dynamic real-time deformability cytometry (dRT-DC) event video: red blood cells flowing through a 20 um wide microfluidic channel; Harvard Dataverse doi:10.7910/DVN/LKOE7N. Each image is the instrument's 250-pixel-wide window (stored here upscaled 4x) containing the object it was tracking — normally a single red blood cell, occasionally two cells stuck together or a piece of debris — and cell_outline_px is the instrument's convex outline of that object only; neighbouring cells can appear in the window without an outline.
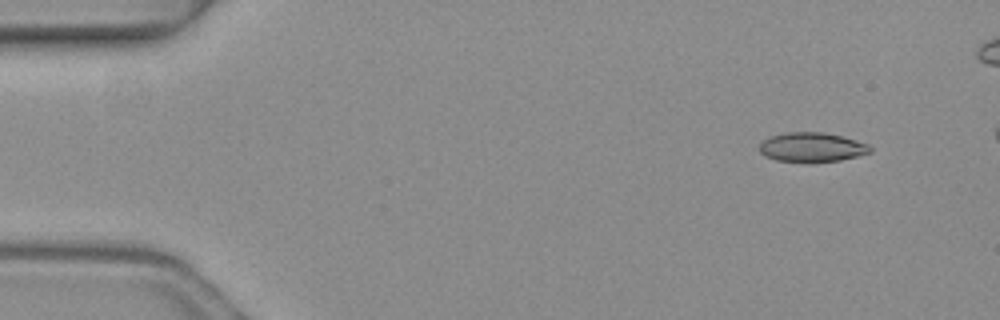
{"species": "common noctule bat (a hibernating species)", "species_latin": "Nyctalus noctula", "temperature_condition": "warm", "stored_images_in_passage": 5, "camera_frame_rate_fps": 3000, "um_per_image_px": 0.085, "animal": {"sex": "female", "body_mass_g": 19.3, "forearm_length_mm": 54.1}, "frame": {"image": 1, "passage_image": 2, "time_ms": 0.333, "image_size_px": [1000, 320], "cell_outline_px": [[872, 152], [840, 160], [808, 164], [776, 160], [764, 156], [760, 152], [760, 144], [764, 140], [772, 136], [788, 132], [824, 132], [856, 140], [868, 144], [872, 148]], "centroid_in_image_um": [69.01, 12.54], "position_along_channel_um": 16.0, "area_um2": 19.25}}